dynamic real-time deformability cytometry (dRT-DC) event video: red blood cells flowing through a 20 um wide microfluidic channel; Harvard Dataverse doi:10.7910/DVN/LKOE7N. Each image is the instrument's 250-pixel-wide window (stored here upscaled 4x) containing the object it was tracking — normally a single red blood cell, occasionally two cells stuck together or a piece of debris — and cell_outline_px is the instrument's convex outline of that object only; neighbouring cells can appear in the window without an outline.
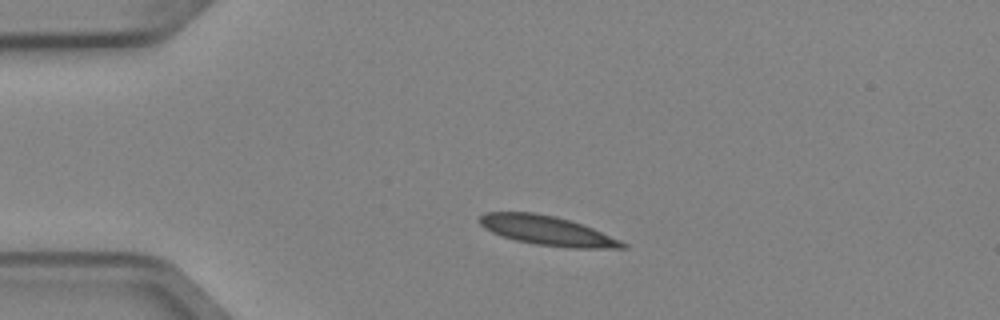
{"species": "Egyptian fruit bat (a non-hibernating species)", "species_latin": "Rousettus aegyptiacus", "temperature_condition": "cold", "stored_images_in_passage": 3, "camera_frame_rate_fps": 3000, "um_per_image_px": 0.085, "animal": {"sex": "female"}, "frame": {"image": 1, "passage_image": 2, "time_ms": 0.333, "image_size_px": [1000, 320], "cell_outline_px": [[628, 248], [568, 248], [536, 244], [516, 240], [492, 232], [484, 228], [480, 224], [480, 216], [484, 212], [536, 212], [556, 216], [592, 228], [620, 240], [628, 244]], "centroid_in_image_um": [46.51, 19.6], "position_along_channel_um": 38.5, "area_um2": 24.28}}